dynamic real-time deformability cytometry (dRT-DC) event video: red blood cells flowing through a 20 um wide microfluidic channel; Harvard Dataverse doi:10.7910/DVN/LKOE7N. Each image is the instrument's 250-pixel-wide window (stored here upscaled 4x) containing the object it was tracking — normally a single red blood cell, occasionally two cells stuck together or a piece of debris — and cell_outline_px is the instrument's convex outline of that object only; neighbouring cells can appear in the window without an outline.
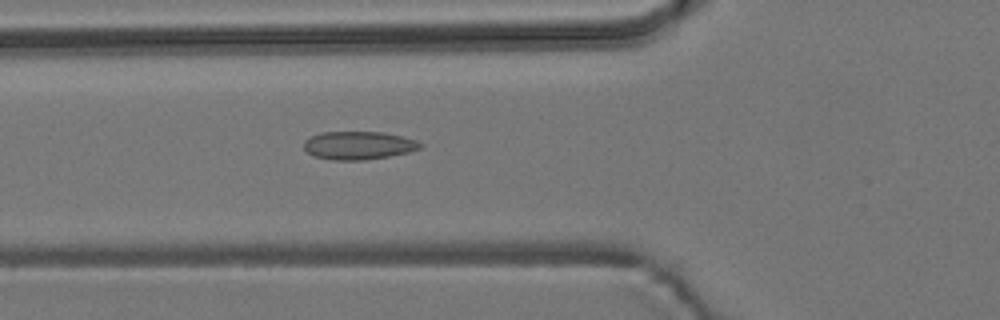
{"species": "common noctule bat (a hibernating species)", "species_latin": "Nyctalus noctula", "temperature_condition": "room temperature", "stored_images_in_passage": 40, "camera_frame_rate_fps": 3000, "um_per_image_px": 0.085, "animal": {"sex": "male", "body_mass_g": 19.2, "forearm_length_mm": 51.8}, "frame": {"image": 1, "passage_image": 5, "time_ms": 1.333, "image_size_px": [1000, 320], "cell_outline_px": [[424, 144], [420, 148], [408, 152], [388, 156], [364, 160], [332, 160], [312, 156], [304, 148], [304, 140], [320, 132], [384, 132], [404, 136], [416, 140]], "centroid_in_image_um": [30.47, 12.35], "position_along_channel_um": 95.3, "area_um2": 19.19}}
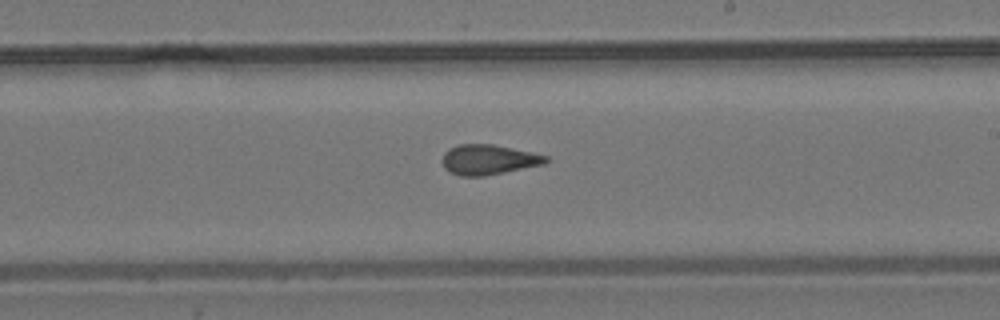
{"frame": {"image": 2, "passage_image": 17, "time_ms": 5.333, "image_size_px": [1000, 320], "cell_outline_px": [[552, 160], [544, 164], [484, 176], [460, 176], [448, 172], [444, 168], [440, 160], [444, 152], [448, 148], [456, 144], [492, 144], [532, 152], [548, 156]], "centroid_in_image_um": [41.48, 13.56], "position_along_channel_um": 247.5, "area_um2": 18.44}}
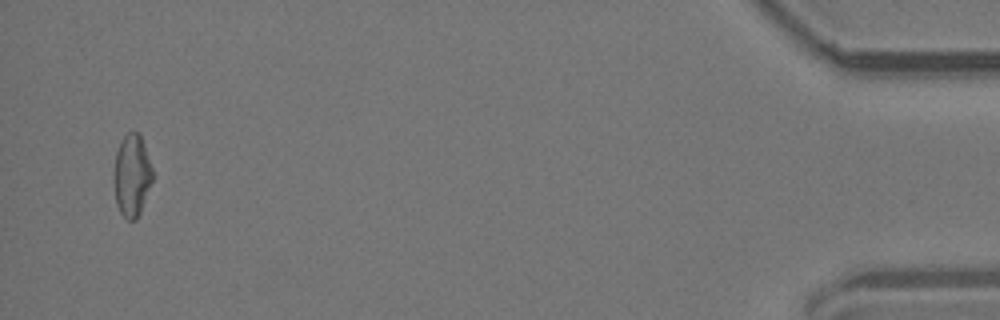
{"frame": {"image": 3, "passage_image": 38, "time_ms": 12.333, "image_size_px": [1000, 320], "cell_outline_px": [[152, 180], [140, 212], [136, 220], [128, 220], [120, 212], [116, 204], [112, 176], [116, 152], [120, 140], [128, 132], [140, 132], [152, 168]], "centroid_in_image_um": [11.18, 14.89], "position_along_channel_um": 424.0, "area_um2": 18.67}, "authors_computed_cell_mechanics": {"area_um2": 18.3226, "velocity_mm_per_s": 3.7905, "shape_relaxation_time_tau1_ms": null, "shape_relaxation_time_tau2_ms": 1.8571, "deformation_change_tau1": null, "deformation_change_tau2": 0.0971}}